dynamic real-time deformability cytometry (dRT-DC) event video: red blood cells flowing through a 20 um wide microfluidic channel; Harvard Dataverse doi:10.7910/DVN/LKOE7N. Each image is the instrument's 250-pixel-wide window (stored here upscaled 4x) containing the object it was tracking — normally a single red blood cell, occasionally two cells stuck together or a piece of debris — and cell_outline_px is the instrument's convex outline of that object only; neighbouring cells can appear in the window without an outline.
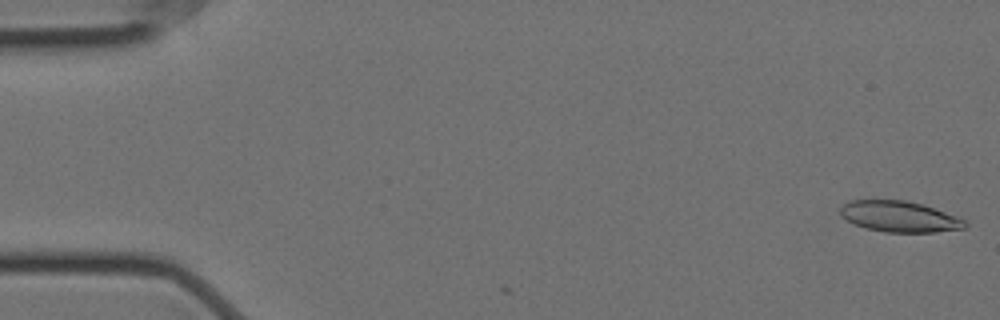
{"species": "Egyptian fruit bat (a non-hibernating species)", "species_latin": "Rousettus aegyptiacus", "temperature_condition": "cold", "stored_images_in_passage": 2, "camera_frame_rate_fps": 3000, "um_per_image_px": 0.085, "animal": {"sex": "female"}, "frame": {"image": 1, "passage_image": 1, "time_ms": 0.0, "image_size_px": [1000, 320], "cell_outline_px": [[968, 228], [936, 232], [884, 232], [868, 228], [856, 224], [848, 220], [840, 212], [840, 208], [848, 200], [872, 196], [904, 200], [924, 204], [956, 216], [964, 220], [968, 224]], "centroid_in_image_um": [76.43, 18.35], "position_along_channel_um": 8.6, "area_um2": 23.18}}